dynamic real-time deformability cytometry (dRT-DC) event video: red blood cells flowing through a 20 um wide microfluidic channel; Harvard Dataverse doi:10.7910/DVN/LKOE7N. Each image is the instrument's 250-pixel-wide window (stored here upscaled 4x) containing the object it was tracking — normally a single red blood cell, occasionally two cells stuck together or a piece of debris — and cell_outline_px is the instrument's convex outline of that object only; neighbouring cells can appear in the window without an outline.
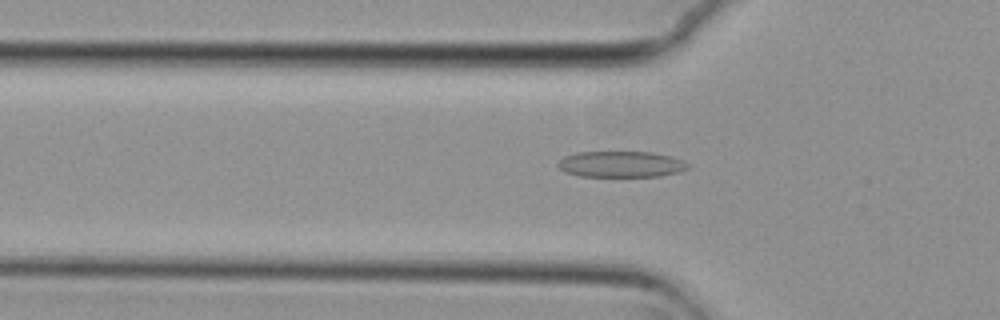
{"species": "common noctule bat (a hibernating species)", "species_latin": "Nyctalus noctula", "temperature_condition": "cold", "stored_images_in_passage": 53, "camera_frame_rate_fps": 3000, "um_per_image_px": 0.085, "animal": {"sex": "female", "body_mass_g": 29.2, "forearm_length_mm": 56.3}, "frame": {"image": 1, "passage_image": 15, "time_ms": 4.667, "image_size_px": [1000, 320], "cell_outline_px": [[688, 168], [680, 172], [660, 176], [580, 176], [564, 172], [556, 164], [564, 156], [576, 152], [652, 152], [672, 156], [684, 160], [688, 164]], "centroid_in_image_um": [52.79, 13.95], "position_along_channel_um": 73.0, "area_um2": 19.83}}
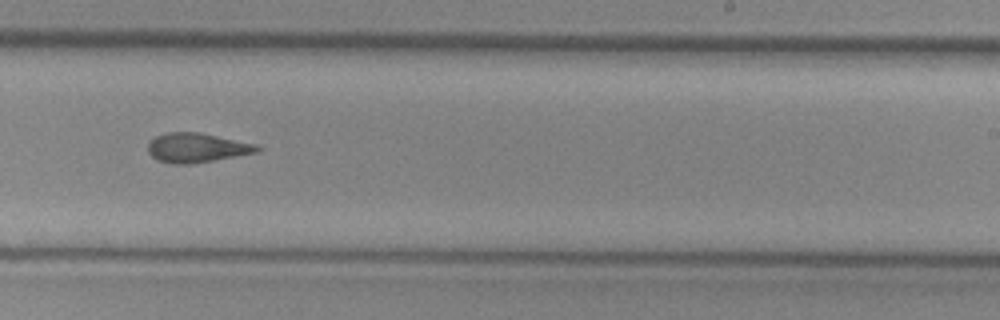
{"frame": {"image": 2, "passage_image": 31, "time_ms": 10.0, "image_size_px": [1000, 320], "cell_outline_px": [[264, 148], [260, 152], [188, 164], [172, 164], [156, 160], [148, 152], [148, 140], [164, 132], [200, 132], [256, 144]], "centroid_in_image_um": [16.72, 12.55], "position_along_channel_um": 272.3, "area_um2": 18.9}}
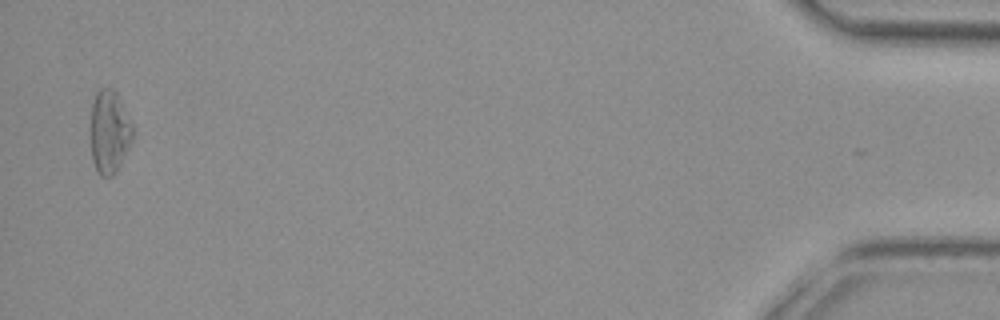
{"frame": {"image": 3, "passage_image": 51, "time_ms": 16.667, "image_size_px": [1000, 320], "cell_outline_px": [[132, 140], [116, 172], [112, 176], [100, 176], [96, 172], [92, 160], [88, 132], [88, 128], [92, 104], [96, 92], [100, 88], [112, 88], [116, 92], [132, 124]], "centroid_in_image_um": [9.23, 11.22], "position_along_channel_um": 426.0, "area_um2": 20.87}, "authors_computed_cell_mechanics": {"area_um2": 19.2474, "velocity_mm_per_s": 3.7262, "shape_relaxation_time_tau1_ms": null, "shape_relaxation_time_tau2_ms": 3.1175, "deformation_change_tau1": null, "deformation_change_tau2": 0.1277}}